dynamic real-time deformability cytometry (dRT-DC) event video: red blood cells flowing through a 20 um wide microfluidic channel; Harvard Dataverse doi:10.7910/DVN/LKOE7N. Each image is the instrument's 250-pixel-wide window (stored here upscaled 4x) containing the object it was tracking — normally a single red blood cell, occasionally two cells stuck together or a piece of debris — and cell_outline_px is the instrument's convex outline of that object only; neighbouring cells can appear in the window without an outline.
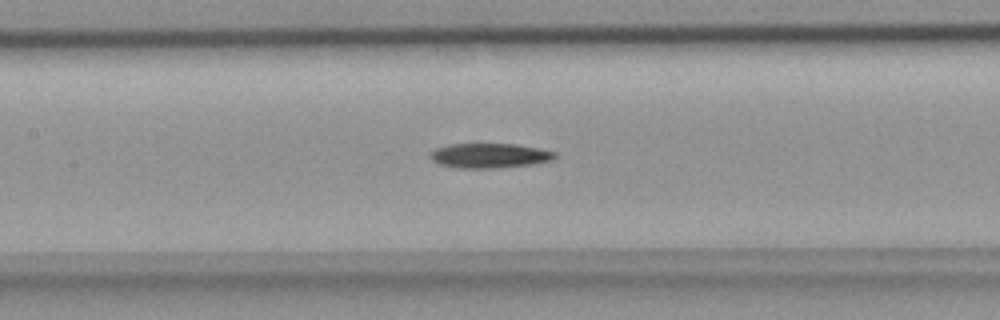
{"species": "common noctule bat (a hibernating species)", "species_latin": "Nyctalus noctula", "temperature_condition": "room temperature", "stored_images_in_passage": 36, "camera_frame_rate_fps": 3000, "um_per_image_px": 0.085, "animal": {"sex": "female", "body_mass_g": 18.4}, "frame": {"image": 1, "passage_image": 9, "time_ms": 2.667, "image_size_px": [1000, 320], "cell_outline_px": [[556, 156], [552, 160], [532, 164], [496, 168], [460, 168], [440, 164], [432, 160], [428, 156], [436, 148], [448, 144], [516, 144], [556, 152]], "centroid_in_image_um": [41.59, 13.23], "position_along_channel_um": 165.8, "area_um2": 17.8}}
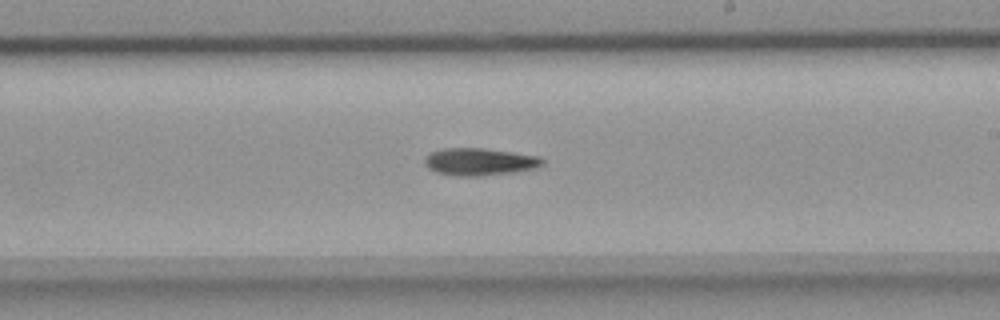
{"frame": {"image": 2, "passage_image": 15, "time_ms": 4.667, "image_size_px": [1000, 320], "cell_outline_px": [[544, 164], [536, 168], [512, 172], [480, 176], [456, 176], [436, 172], [428, 168], [424, 164], [424, 160], [428, 152], [444, 148], [484, 148], [540, 156], [544, 160]], "centroid_in_image_um": [40.74, 13.74], "position_along_channel_um": 248.3, "area_um2": 18.9}}
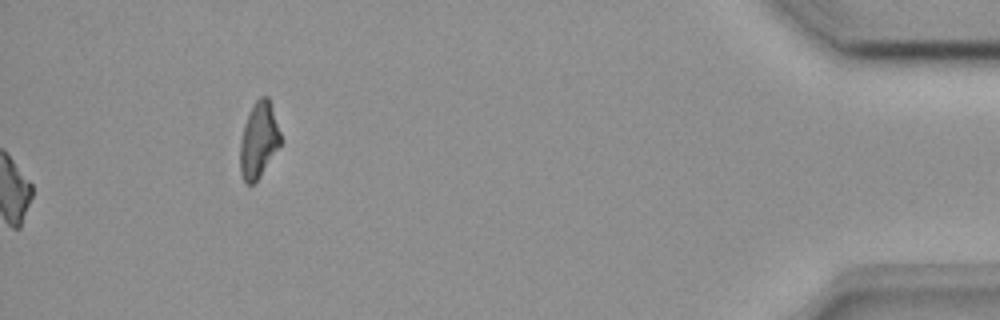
{"frame": {"image": 3, "passage_image": 36, "time_ms": 11.667, "image_size_px": [1000, 320], "cell_outline_px": [[280, 144], [260, 176], [252, 184], [248, 184], [244, 180], [240, 172], [240, 140], [244, 124], [256, 100], [260, 96], [268, 96], [280, 132]], "centroid_in_image_um": [21.97, 11.9], "position_along_channel_um": 413.2, "area_um2": 17.4}}